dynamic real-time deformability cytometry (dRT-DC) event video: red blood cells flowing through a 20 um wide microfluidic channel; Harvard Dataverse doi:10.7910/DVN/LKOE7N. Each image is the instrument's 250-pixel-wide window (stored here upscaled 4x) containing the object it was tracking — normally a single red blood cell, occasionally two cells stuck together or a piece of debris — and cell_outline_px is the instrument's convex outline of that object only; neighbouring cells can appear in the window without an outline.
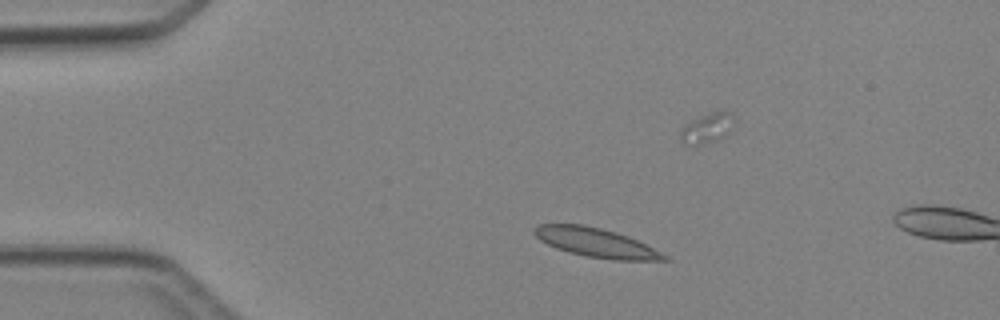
{"species": "Egyptian fruit bat (a non-hibernating species)", "species_latin": "Rousettus aegyptiacus", "temperature_condition": "cold", "stored_images_in_passage": 4, "camera_frame_rate_fps": 3000, "um_per_image_px": 0.085, "animal": {"sex": "female"}, "frame": {"image": 1, "passage_image": 1, "time_ms": 0.0, "image_size_px": [1000, 320], "cell_outline_px": [[672, 260], [612, 260], [588, 256], [568, 252], [556, 248], [540, 240], [532, 232], [532, 228], [540, 224], [580, 224], [600, 228], [616, 232], [628, 236], [668, 256]], "centroid_in_image_um": [50.63, 20.62], "position_along_channel_um": 34.4, "area_um2": 21.79}}
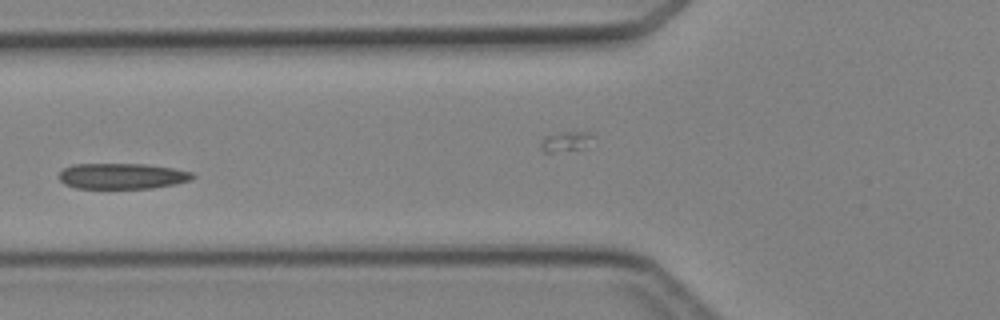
{"frame": {"image": 2, "passage_image": 3, "time_ms": 3.0, "image_size_px": [1000, 320], "cell_outline_px": [[196, 176], [192, 180], [152, 188], [76, 188], [64, 184], [60, 180], [60, 172], [64, 168], [72, 164], [144, 164], [172, 168], [192, 172]], "centroid_in_image_um": [10.38, 14.96], "position_along_channel_um": 115.4, "area_um2": 19.94}}
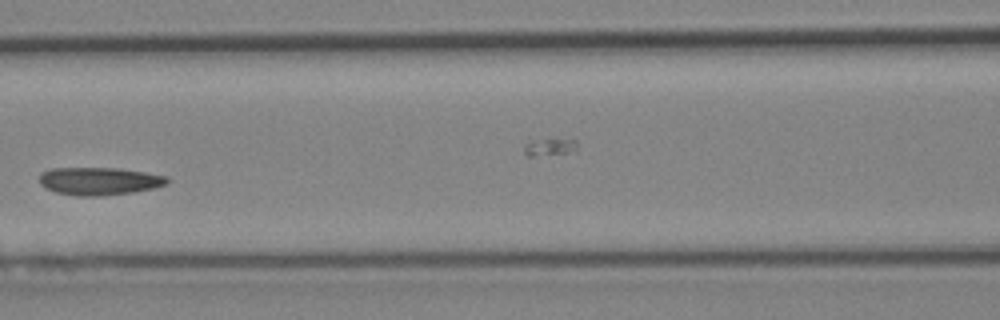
{"frame": {"image": 3, "passage_image": 4, "time_ms": 4.0, "image_size_px": [1000, 320], "cell_outline_px": [[168, 184], [152, 188], [132, 192], [100, 196], [76, 196], [56, 192], [40, 184], [40, 172], [52, 168], [120, 168], [168, 176]], "centroid_in_image_um": [8.43, 15.39], "position_along_channel_um": 158.2, "area_um2": 20.63}}